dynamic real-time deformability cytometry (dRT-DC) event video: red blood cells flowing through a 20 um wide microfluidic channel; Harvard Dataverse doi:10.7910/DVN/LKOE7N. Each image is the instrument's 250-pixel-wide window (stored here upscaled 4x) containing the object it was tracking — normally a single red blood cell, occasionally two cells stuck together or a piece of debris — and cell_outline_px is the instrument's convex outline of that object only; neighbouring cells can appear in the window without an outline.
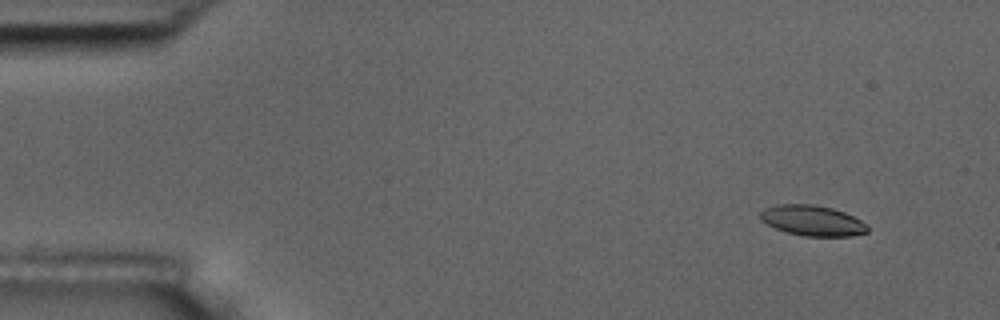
{"species": "common noctule bat (a hibernating species)", "species_latin": "Nyctalus noctula", "temperature_condition": "room temperature", "stored_images_in_passage": 5, "camera_frame_rate_fps": 3000, "um_per_image_px": 0.085, "animal": {"sex": "male", "body_mass_g": 17.5, "forearm_length_mm": 52.3}, "frame": {"image": 1, "passage_image": 2, "time_ms": 1.0, "image_size_px": [1000, 320], "cell_outline_px": [[868, 232], [852, 236], [804, 236], [784, 232], [760, 220], [760, 212], [764, 208], [776, 204], [812, 204], [832, 208], [844, 212], [860, 220], [868, 228]], "centroid_in_image_um": [69.02, 18.75], "position_along_channel_um": 16.0, "area_um2": 19.02}}
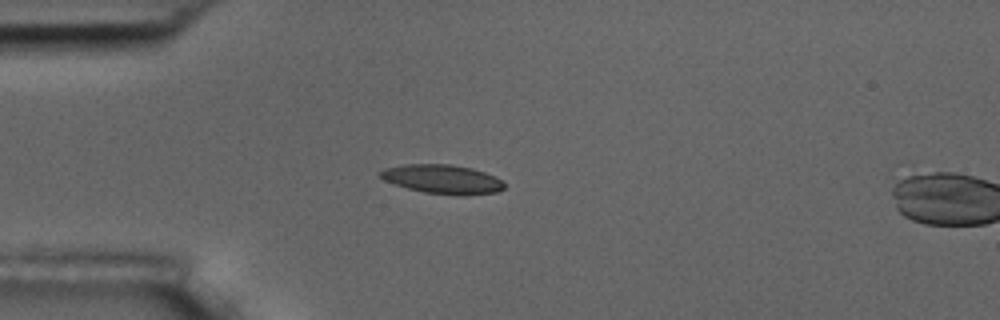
{"frame": {"image": 2, "passage_image": 4, "time_ms": 4.333, "image_size_px": [1000, 320], "cell_outline_px": [[504, 188], [496, 192], [468, 196], [460, 196], [424, 192], [408, 188], [384, 180], [376, 176], [376, 172], [384, 168], [404, 164], [452, 164], [472, 168], [484, 172], [500, 180], [504, 184]], "centroid_in_image_um": [37.55, 15.23], "position_along_channel_um": 47.4, "area_um2": 21.15}}